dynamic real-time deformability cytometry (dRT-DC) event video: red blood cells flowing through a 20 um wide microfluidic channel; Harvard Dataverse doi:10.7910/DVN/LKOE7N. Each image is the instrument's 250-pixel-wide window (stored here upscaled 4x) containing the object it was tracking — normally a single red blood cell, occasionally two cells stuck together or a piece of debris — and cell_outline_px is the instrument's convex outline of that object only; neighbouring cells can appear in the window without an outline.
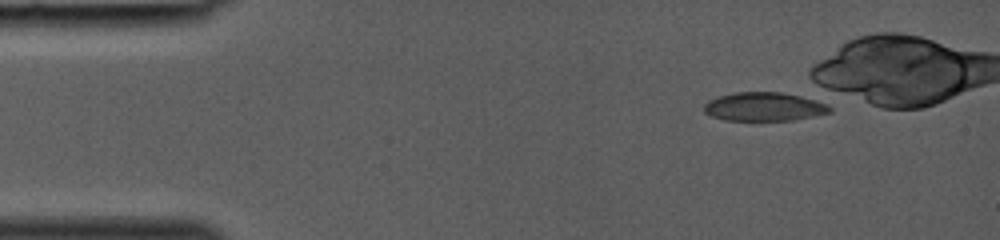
{"species": "common noctule bat (a hibernating species)", "species_latin": "Nyctalus noctula", "temperature_condition": "room temperature", "stored_images_in_passage": 1, "camera_frame_rate_fps": 3000, "um_per_image_px": 0.085, "animal": {"sex": "female", "body_mass_g": 19.0, "forearm_length_mm": 53.3}, "frame": {"image": 1, "passage_image": 1, "time_ms": 0.0, "image_size_px": [1000, 240], "cell_outline_px": [[832, 112], [796, 120], [724, 120], [712, 116], [704, 112], [704, 104], [708, 100], [720, 96], [736, 92], [780, 92], [824, 100], [832, 108]], "centroid_in_image_um": [65.03, 9.06], "position_along_channel_um": 20.0, "area_um2": 21.33}}